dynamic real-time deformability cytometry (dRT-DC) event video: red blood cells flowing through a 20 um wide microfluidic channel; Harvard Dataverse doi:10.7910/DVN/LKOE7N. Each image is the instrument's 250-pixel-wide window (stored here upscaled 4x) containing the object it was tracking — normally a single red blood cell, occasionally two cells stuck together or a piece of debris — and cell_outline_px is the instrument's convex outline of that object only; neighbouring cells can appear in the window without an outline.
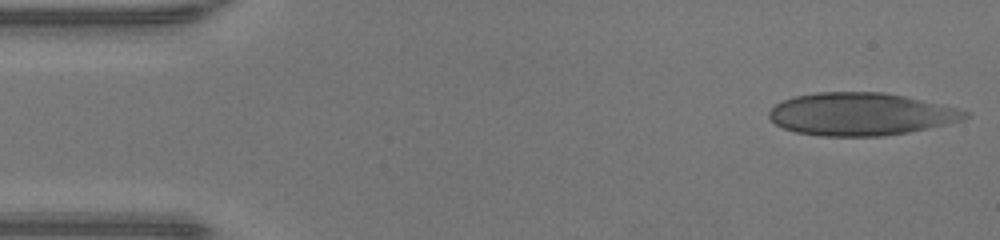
{"species": "human", "species_latin": "Homo sapiens", "temperature_condition": "warm", "stored_images_in_passage": 46, "camera_frame_rate_fps": 3000, "um_per_image_px": 0.085, "donor": {"sex": "male"}, "frame": {"image": 1, "passage_image": 1, "time_ms": 0.0, "image_size_px": [1000, 240], "cell_outline_px": [[972, 112], [964, 120], [908, 132], [880, 136], [824, 136], [796, 132], [784, 128], [776, 124], [768, 116], [768, 112], [776, 104], [784, 100], [796, 96], [816, 92], [880, 92], [904, 96], [956, 108]], "centroid_in_image_um": [73.16, 9.7], "position_along_channel_um": 11.8, "area_um2": 48.32}}
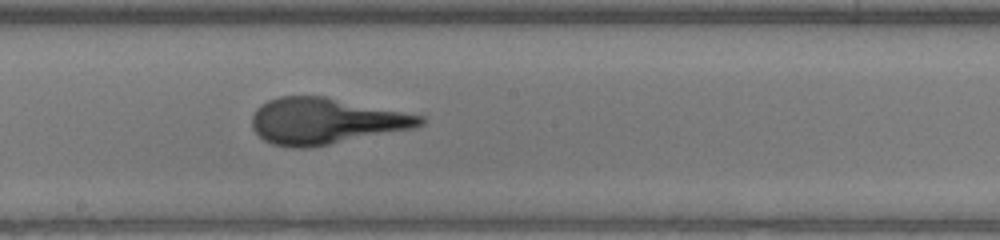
{"frame": {"image": 2, "passage_image": 24, "time_ms": 7.667, "image_size_px": [1000, 240], "cell_outline_px": [[424, 124], [416, 128], [328, 144], [304, 148], [292, 148], [272, 144], [264, 140], [252, 128], [252, 116], [256, 108], [260, 104], [268, 100], [280, 96], [324, 96], [424, 116]], "centroid_in_image_um": [27.65, 10.29], "position_along_channel_um": 220.6, "area_um2": 45.03}}
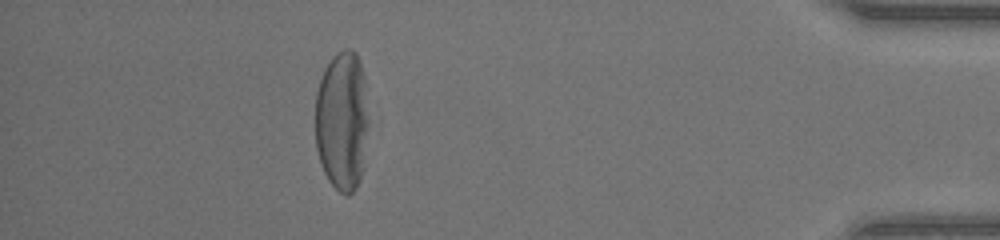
{"frame": {"image": 3, "passage_image": 41, "time_ms": 13.333, "image_size_px": [1000, 240], "cell_outline_px": [[368, 124], [360, 176], [356, 188], [348, 196], [344, 196], [328, 180], [320, 164], [316, 148], [316, 92], [324, 68], [332, 56], [336, 52], [344, 48], [352, 48], [356, 52], [360, 60], [364, 76], [368, 120]], "centroid_in_image_um": [29.06, 10.22], "position_along_channel_um": 406.1, "area_um2": 43.58}}